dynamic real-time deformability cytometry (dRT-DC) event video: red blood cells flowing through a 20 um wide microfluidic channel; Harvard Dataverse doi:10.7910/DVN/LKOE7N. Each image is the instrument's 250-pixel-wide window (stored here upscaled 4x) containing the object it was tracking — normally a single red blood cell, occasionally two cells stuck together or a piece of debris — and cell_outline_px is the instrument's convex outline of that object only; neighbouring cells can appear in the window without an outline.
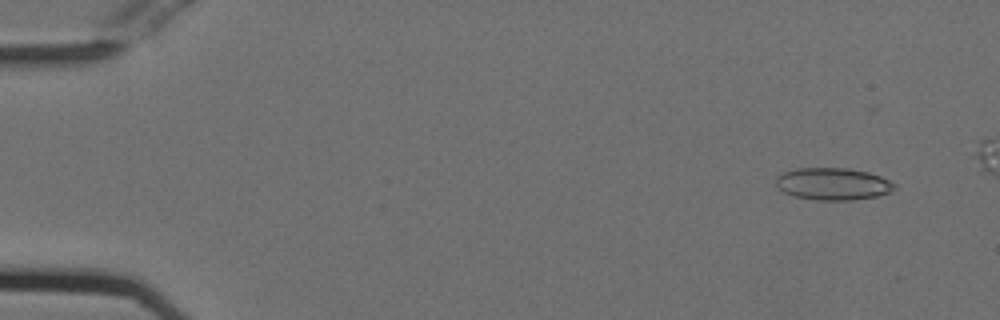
{"species": "Egyptian fruit bat (a non-hibernating species)", "species_latin": "Rousettus aegyptiacus", "temperature_condition": "cold", "stored_images_in_passage": 47, "segment_of_instrument_passage": [1, 2], "camera_frame_rate_fps": 3000, "um_per_image_px": 0.085, "animal": {"sex": "female"}, "frame": {"image": 1, "passage_image": 2, "time_ms": 0.333, "image_size_px": [1000, 320], "cell_outline_px": [[896, 188], [888, 192], [876, 196], [852, 200], [816, 200], [792, 196], [784, 192], [776, 184], [776, 176], [784, 172], [796, 168], [848, 168], [868, 172], [880, 176], [896, 184]], "centroid_in_image_um": [70.78, 15.63], "position_along_channel_um": 14.2, "area_um2": 22.2}}
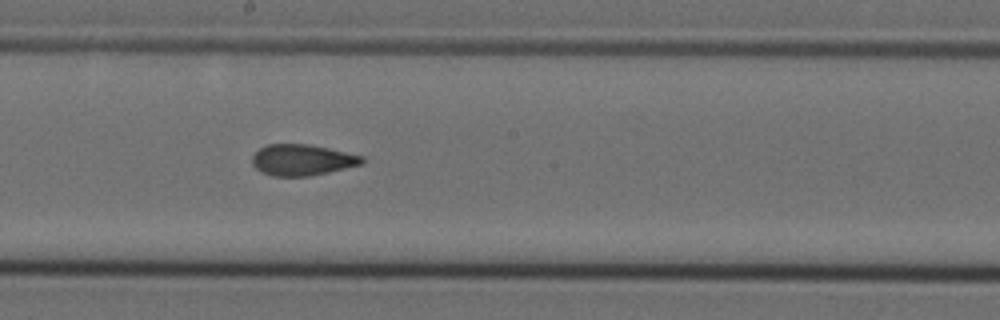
{"frame": {"image": 2, "passage_image": 28, "time_ms": 9.0, "image_size_px": [1000, 320], "cell_outline_px": [[364, 164], [328, 172], [308, 176], [272, 176], [260, 172], [252, 164], [252, 156], [260, 148], [268, 144], [308, 144], [328, 148], [364, 156]], "centroid_in_image_um": [25.68, 13.6], "position_along_channel_um": 222.5, "area_um2": 19.94}}
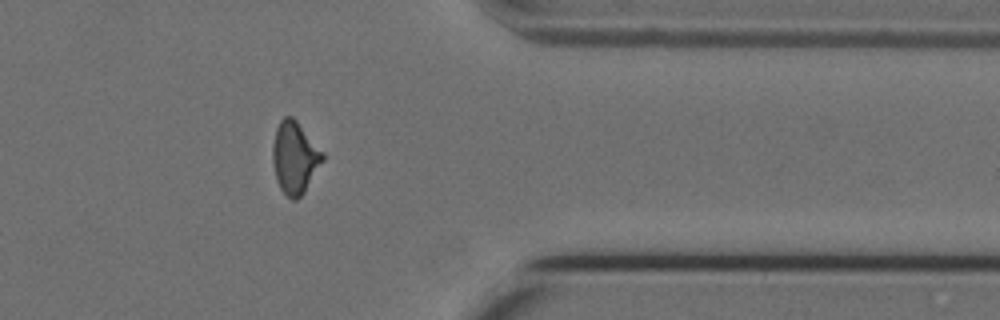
{"frame": {"image": 3, "passage_image": 42, "time_ms": 13.667, "image_size_px": [1000, 320], "cell_outline_px": [[324, 160], [304, 192], [296, 200], [292, 200], [280, 188], [276, 180], [272, 160], [272, 148], [276, 128], [280, 120], [284, 116], [292, 116], [296, 120], [324, 152]], "centroid_in_image_um": [25.05, 13.38], "position_along_channel_um": 386.3, "area_um2": 20.98}}